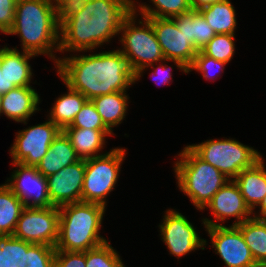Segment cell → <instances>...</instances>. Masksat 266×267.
<instances>
[{
	"instance_id": "d4e9b609",
	"label": "cell",
	"mask_w": 266,
	"mask_h": 267,
	"mask_svg": "<svg viewBox=\"0 0 266 267\" xmlns=\"http://www.w3.org/2000/svg\"><path fill=\"white\" fill-rule=\"evenodd\" d=\"M199 12L216 34H235L237 14L230 0L204 7L200 9Z\"/></svg>"
},
{
	"instance_id": "ffe728a7",
	"label": "cell",
	"mask_w": 266,
	"mask_h": 267,
	"mask_svg": "<svg viewBox=\"0 0 266 267\" xmlns=\"http://www.w3.org/2000/svg\"><path fill=\"white\" fill-rule=\"evenodd\" d=\"M63 132L70 139L77 156L83 160L106 154L100 153V151L103 152L102 149L106 145V138L114 135L111 130L84 128H65Z\"/></svg>"
},
{
	"instance_id": "60d3db41",
	"label": "cell",
	"mask_w": 266,
	"mask_h": 267,
	"mask_svg": "<svg viewBox=\"0 0 266 267\" xmlns=\"http://www.w3.org/2000/svg\"><path fill=\"white\" fill-rule=\"evenodd\" d=\"M257 207L259 208V211H253V217L266 220V196Z\"/></svg>"
},
{
	"instance_id": "7a4b0ae2",
	"label": "cell",
	"mask_w": 266,
	"mask_h": 267,
	"mask_svg": "<svg viewBox=\"0 0 266 267\" xmlns=\"http://www.w3.org/2000/svg\"><path fill=\"white\" fill-rule=\"evenodd\" d=\"M62 57L55 65L58 76L66 87L82 93L88 100L127 91L135 84V74L118 49Z\"/></svg>"
},
{
	"instance_id": "9c48e42d",
	"label": "cell",
	"mask_w": 266,
	"mask_h": 267,
	"mask_svg": "<svg viewBox=\"0 0 266 267\" xmlns=\"http://www.w3.org/2000/svg\"><path fill=\"white\" fill-rule=\"evenodd\" d=\"M61 131L49 118L44 123L18 131L9 153L12 163L37 167Z\"/></svg>"
},
{
	"instance_id": "8d00e7d4",
	"label": "cell",
	"mask_w": 266,
	"mask_h": 267,
	"mask_svg": "<svg viewBox=\"0 0 266 267\" xmlns=\"http://www.w3.org/2000/svg\"><path fill=\"white\" fill-rule=\"evenodd\" d=\"M18 0H0V33H7L13 26L15 7Z\"/></svg>"
},
{
	"instance_id": "74e56055",
	"label": "cell",
	"mask_w": 266,
	"mask_h": 267,
	"mask_svg": "<svg viewBox=\"0 0 266 267\" xmlns=\"http://www.w3.org/2000/svg\"><path fill=\"white\" fill-rule=\"evenodd\" d=\"M48 1L51 3V5L59 14H62L70 7H74L81 4L84 0H48Z\"/></svg>"
},
{
	"instance_id": "d6a6232c",
	"label": "cell",
	"mask_w": 266,
	"mask_h": 267,
	"mask_svg": "<svg viewBox=\"0 0 266 267\" xmlns=\"http://www.w3.org/2000/svg\"><path fill=\"white\" fill-rule=\"evenodd\" d=\"M226 64L227 63L223 61L216 60L213 57L204 55L201 51H198L197 55L194 57L193 63L188 68V73L195 70L200 72L205 80L208 79L215 81L217 77L220 78L219 75L223 73V70H225ZM214 71H217L220 74H217L216 72V75Z\"/></svg>"
},
{
	"instance_id": "4316f807",
	"label": "cell",
	"mask_w": 266,
	"mask_h": 267,
	"mask_svg": "<svg viewBox=\"0 0 266 267\" xmlns=\"http://www.w3.org/2000/svg\"><path fill=\"white\" fill-rule=\"evenodd\" d=\"M22 202L5 185H0V236L13 235L24 209Z\"/></svg>"
},
{
	"instance_id": "83f0119b",
	"label": "cell",
	"mask_w": 266,
	"mask_h": 267,
	"mask_svg": "<svg viewBox=\"0 0 266 267\" xmlns=\"http://www.w3.org/2000/svg\"><path fill=\"white\" fill-rule=\"evenodd\" d=\"M151 5L133 1V10L141 17L174 18L192 10L190 0H150ZM137 7V8H136ZM139 8V9H138Z\"/></svg>"
},
{
	"instance_id": "d590c367",
	"label": "cell",
	"mask_w": 266,
	"mask_h": 267,
	"mask_svg": "<svg viewBox=\"0 0 266 267\" xmlns=\"http://www.w3.org/2000/svg\"><path fill=\"white\" fill-rule=\"evenodd\" d=\"M54 267H86V252L56 250Z\"/></svg>"
},
{
	"instance_id": "ac0fdd59",
	"label": "cell",
	"mask_w": 266,
	"mask_h": 267,
	"mask_svg": "<svg viewBox=\"0 0 266 267\" xmlns=\"http://www.w3.org/2000/svg\"><path fill=\"white\" fill-rule=\"evenodd\" d=\"M36 56L27 51L21 52L17 47L0 48V67L4 70L9 83H13L16 87L30 86L33 69L29 60Z\"/></svg>"
},
{
	"instance_id": "ba28073f",
	"label": "cell",
	"mask_w": 266,
	"mask_h": 267,
	"mask_svg": "<svg viewBox=\"0 0 266 267\" xmlns=\"http://www.w3.org/2000/svg\"><path fill=\"white\" fill-rule=\"evenodd\" d=\"M106 154L85 160L82 202L107 206L106 197L119 179L126 148H113Z\"/></svg>"
},
{
	"instance_id": "30bf717a",
	"label": "cell",
	"mask_w": 266,
	"mask_h": 267,
	"mask_svg": "<svg viewBox=\"0 0 266 267\" xmlns=\"http://www.w3.org/2000/svg\"><path fill=\"white\" fill-rule=\"evenodd\" d=\"M59 207H24L13 236L32 244L55 247L58 240Z\"/></svg>"
},
{
	"instance_id": "f1b7e54d",
	"label": "cell",
	"mask_w": 266,
	"mask_h": 267,
	"mask_svg": "<svg viewBox=\"0 0 266 267\" xmlns=\"http://www.w3.org/2000/svg\"><path fill=\"white\" fill-rule=\"evenodd\" d=\"M31 245L13 235L0 236V267H27Z\"/></svg>"
},
{
	"instance_id": "9a60e30c",
	"label": "cell",
	"mask_w": 266,
	"mask_h": 267,
	"mask_svg": "<svg viewBox=\"0 0 266 267\" xmlns=\"http://www.w3.org/2000/svg\"><path fill=\"white\" fill-rule=\"evenodd\" d=\"M205 208H209L215 218V221L213 219L203 218L202 224L205 227L223 225L217 222H225L230 217H235L236 219L232 225H238L253 217V211L246 204L234 180H230L221 187Z\"/></svg>"
},
{
	"instance_id": "3957f363",
	"label": "cell",
	"mask_w": 266,
	"mask_h": 267,
	"mask_svg": "<svg viewBox=\"0 0 266 267\" xmlns=\"http://www.w3.org/2000/svg\"><path fill=\"white\" fill-rule=\"evenodd\" d=\"M10 34L20 36L22 51L49 55L55 65L58 63L54 53L59 51L60 14L48 0H18Z\"/></svg>"
},
{
	"instance_id": "f35d334b",
	"label": "cell",
	"mask_w": 266,
	"mask_h": 267,
	"mask_svg": "<svg viewBox=\"0 0 266 267\" xmlns=\"http://www.w3.org/2000/svg\"><path fill=\"white\" fill-rule=\"evenodd\" d=\"M15 87L13 83H9L4 70L0 67V94H5Z\"/></svg>"
},
{
	"instance_id": "f546056e",
	"label": "cell",
	"mask_w": 266,
	"mask_h": 267,
	"mask_svg": "<svg viewBox=\"0 0 266 267\" xmlns=\"http://www.w3.org/2000/svg\"><path fill=\"white\" fill-rule=\"evenodd\" d=\"M234 39L235 34H216L200 51L228 64L235 53Z\"/></svg>"
},
{
	"instance_id": "4dcf8cb0",
	"label": "cell",
	"mask_w": 266,
	"mask_h": 267,
	"mask_svg": "<svg viewBox=\"0 0 266 267\" xmlns=\"http://www.w3.org/2000/svg\"><path fill=\"white\" fill-rule=\"evenodd\" d=\"M86 267H126L118 252L106 241L86 251Z\"/></svg>"
},
{
	"instance_id": "8fae6325",
	"label": "cell",
	"mask_w": 266,
	"mask_h": 267,
	"mask_svg": "<svg viewBox=\"0 0 266 267\" xmlns=\"http://www.w3.org/2000/svg\"><path fill=\"white\" fill-rule=\"evenodd\" d=\"M163 217L158 227L161 240L171 255L179 259L199 248L205 249L207 240L199 237L194 225L182 213L170 208Z\"/></svg>"
},
{
	"instance_id": "ab89813d",
	"label": "cell",
	"mask_w": 266,
	"mask_h": 267,
	"mask_svg": "<svg viewBox=\"0 0 266 267\" xmlns=\"http://www.w3.org/2000/svg\"><path fill=\"white\" fill-rule=\"evenodd\" d=\"M225 0H190L192 10L199 11L204 7H208L212 4L219 3Z\"/></svg>"
},
{
	"instance_id": "cb8c5ba5",
	"label": "cell",
	"mask_w": 266,
	"mask_h": 267,
	"mask_svg": "<svg viewBox=\"0 0 266 267\" xmlns=\"http://www.w3.org/2000/svg\"><path fill=\"white\" fill-rule=\"evenodd\" d=\"M67 92L59 96L51 111L49 118L54 124H56L62 131L70 126L76 116L81 110L84 103L88 100L82 93L74 91L67 87Z\"/></svg>"
},
{
	"instance_id": "5b68a950",
	"label": "cell",
	"mask_w": 266,
	"mask_h": 267,
	"mask_svg": "<svg viewBox=\"0 0 266 267\" xmlns=\"http://www.w3.org/2000/svg\"><path fill=\"white\" fill-rule=\"evenodd\" d=\"M178 156L173 169L179 190L189 197L197 210H205L217 191L230 179L202 160L188 145Z\"/></svg>"
},
{
	"instance_id": "5bb4252c",
	"label": "cell",
	"mask_w": 266,
	"mask_h": 267,
	"mask_svg": "<svg viewBox=\"0 0 266 267\" xmlns=\"http://www.w3.org/2000/svg\"><path fill=\"white\" fill-rule=\"evenodd\" d=\"M11 177L5 185L25 207L48 208L53 206L48 194L47 179L33 166L12 163ZM32 200V201H31Z\"/></svg>"
},
{
	"instance_id": "277c9868",
	"label": "cell",
	"mask_w": 266,
	"mask_h": 267,
	"mask_svg": "<svg viewBox=\"0 0 266 267\" xmlns=\"http://www.w3.org/2000/svg\"><path fill=\"white\" fill-rule=\"evenodd\" d=\"M105 209L82 201L60 206L56 250L86 252L108 241L100 235Z\"/></svg>"
},
{
	"instance_id": "4fadbf2b",
	"label": "cell",
	"mask_w": 266,
	"mask_h": 267,
	"mask_svg": "<svg viewBox=\"0 0 266 267\" xmlns=\"http://www.w3.org/2000/svg\"><path fill=\"white\" fill-rule=\"evenodd\" d=\"M211 246L225 267H257L245 239L236 225L205 227Z\"/></svg>"
},
{
	"instance_id": "603a6c76",
	"label": "cell",
	"mask_w": 266,
	"mask_h": 267,
	"mask_svg": "<svg viewBox=\"0 0 266 267\" xmlns=\"http://www.w3.org/2000/svg\"><path fill=\"white\" fill-rule=\"evenodd\" d=\"M129 98L127 91H119L95 97L91 101L104 124L113 132L114 126L117 127L126 117Z\"/></svg>"
},
{
	"instance_id": "7402d4cb",
	"label": "cell",
	"mask_w": 266,
	"mask_h": 267,
	"mask_svg": "<svg viewBox=\"0 0 266 267\" xmlns=\"http://www.w3.org/2000/svg\"><path fill=\"white\" fill-rule=\"evenodd\" d=\"M171 19L198 51L216 35L199 11L191 10Z\"/></svg>"
},
{
	"instance_id": "e0dca14e",
	"label": "cell",
	"mask_w": 266,
	"mask_h": 267,
	"mask_svg": "<svg viewBox=\"0 0 266 267\" xmlns=\"http://www.w3.org/2000/svg\"><path fill=\"white\" fill-rule=\"evenodd\" d=\"M40 96L31 86L15 87L2 94L0 115L27 124L29 118L39 111Z\"/></svg>"
},
{
	"instance_id": "1f68e13d",
	"label": "cell",
	"mask_w": 266,
	"mask_h": 267,
	"mask_svg": "<svg viewBox=\"0 0 266 267\" xmlns=\"http://www.w3.org/2000/svg\"><path fill=\"white\" fill-rule=\"evenodd\" d=\"M66 128H84L92 130H110L103 122L91 100H87L76 114L72 124Z\"/></svg>"
},
{
	"instance_id": "b9f144b4",
	"label": "cell",
	"mask_w": 266,
	"mask_h": 267,
	"mask_svg": "<svg viewBox=\"0 0 266 267\" xmlns=\"http://www.w3.org/2000/svg\"><path fill=\"white\" fill-rule=\"evenodd\" d=\"M257 267H266V262H263V263L258 264Z\"/></svg>"
},
{
	"instance_id": "836d02e7",
	"label": "cell",
	"mask_w": 266,
	"mask_h": 267,
	"mask_svg": "<svg viewBox=\"0 0 266 267\" xmlns=\"http://www.w3.org/2000/svg\"><path fill=\"white\" fill-rule=\"evenodd\" d=\"M55 252L53 246L32 244L28 248L27 267H54Z\"/></svg>"
},
{
	"instance_id": "7bdbcfd3",
	"label": "cell",
	"mask_w": 266,
	"mask_h": 267,
	"mask_svg": "<svg viewBox=\"0 0 266 267\" xmlns=\"http://www.w3.org/2000/svg\"><path fill=\"white\" fill-rule=\"evenodd\" d=\"M1 99H2V94H0V106H1ZM1 116V115H0Z\"/></svg>"
},
{
	"instance_id": "52a82bcc",
	"label": "cell",
	"mask_w": 266,
	"mask_h": 267,
	"mask_svg": "<svg viewBox=\"0 0 266 267\" xmlns=\"http://www.w3.org/2000/svg\"><path fill=\"white\" fill-rule=\"evenodd\" d=\"M188 146L202 160L214 166L230 180L262 158L260 152L253 147L232 138L209 139Z\"/></svg>"
},
{
	"instance_id": "8992f818",
	"label": "cell",
	"mask_w": 266,
	"mask_h": 267,
	"mask_svg": "<svg viewBox=\"0 0 266 267\" xmlns=\"http://www.w3.org/2000/svg\"><path fill=\"white\" fill-rule=\"evenodd\" d=\"M137 15L138 13L133 10L123 20L119 31L122 46L121 49H118L128 60L134 74L143 67L159 63L165 59L151 22L145 17H142L141 20L138 19L137 22Z\"/></svg>"
},
{
	"instance_id": "2e32d148",
	"label": "cell",
	"mask_w": 266,
	"mask_h": 267,
	"mask_svg": "<svg viewBox=\"0 0 266 267\" xmlns=\"http://www.w3.org/2000/svg\"><path fill=\"white\" fill-rule=\"evenodd\" d=\"M84 174L85 160L80 159L46 177L52 205L60 207L65 204L81 202Z\"/></svg>"
},
{
	"instance_id": "44dd1931",
	"label": "cell",
	"mask_w": 266,
	"mask_h": 267,
	"mask_svg": "<svg viewBox=\"0 0 266 267\" xmlns=\"http://www.w3.org/2000/svg\"><path fill=\"white\" fill-rule=\"evenodd\" d=\"M79 160L70 139L61 131L37 165V169L44 177H48Z\"/></svg>"
},
{
	"instance_id": "484cf974",
	"label": "cell",
	"mask_w": 266,
	"mask_h": 267,
	"mask_svg": "<svg viewBox=\"0 0 266 267\" xmlns=\"http://www.w3.org/2000/svg\"><path fill=\"white\" fill-rule=\"evenodd\" d=\"M257 264L266 262V220L252 217L236 225Z\"/></svg>"
},
{
	"instance_id": "7c38bea8",
	"label": "cell",
	"mask_w": 266,
	"mask_h": 267,
	"mask_svg": "<svg viewBox=\"0 0 266 267\" xmlns=\"http://www.w3.org/2000/svg\"><path fill=\"white\" fill-rule=\"evenodd\" d=\"M153 27L156 39L162 48L165 59L175 63V67L188 74L198 50L180 31L171 18L145 17Z\"/></svg>"
},
{
	"instance_id": "6da1fadb",
	"label": "cell",
	"mask_w": 266,
	"mask_h": 267,
	"mask_svg": "<svg viewBox=\"0 0 266 267\" xmlns=\"http://www.w3.org/2000/svg\"><path fill=\"white\" fill-rule=\"evenodd\" d=\"M134 0H84L60 14L59 52L91 51L119 35Z\"/></svg>"
},
{
	"instance_id": "e575fe53",
	"label": "cell",
	"mask_w": 266,
	"mask_h": 267,
	"mask_svg": "<svg viewBox=\"0 0 266 267\" xmlns=\"http://www.w3.org/2000/svg\"><path fill=\"white\" fill-rule=\"evenodd\" d=\"M168 62H170V60L164 59L163 61L159 62L160 64H158L157 62L156 66H154V64H151L148 67H143L135 74V83L141 78V76H143V73H145L144 70L150 67L151 69H154L150 75L154 77V80L157 84L159 85L169 84L170 81L171 82L173 81L172 73H171L173 67L167 65Z\"/></svg>"
},
{
	"instance_id": "d6986e66",
	"label": "cell",
	"mask_w": 266,
	"mask_h": 267,
	"mask_svg": "<svg viewBox=\"0 0 266 267\" xmlns=\"http://www.w3.org/2000/svg\"><path fill=\"white\" fill-rule=\"evenodd\" d=\"M264 159L241 171L233 180L252 211L266 196V167Z\"/></svg>"
}]
</instances>
